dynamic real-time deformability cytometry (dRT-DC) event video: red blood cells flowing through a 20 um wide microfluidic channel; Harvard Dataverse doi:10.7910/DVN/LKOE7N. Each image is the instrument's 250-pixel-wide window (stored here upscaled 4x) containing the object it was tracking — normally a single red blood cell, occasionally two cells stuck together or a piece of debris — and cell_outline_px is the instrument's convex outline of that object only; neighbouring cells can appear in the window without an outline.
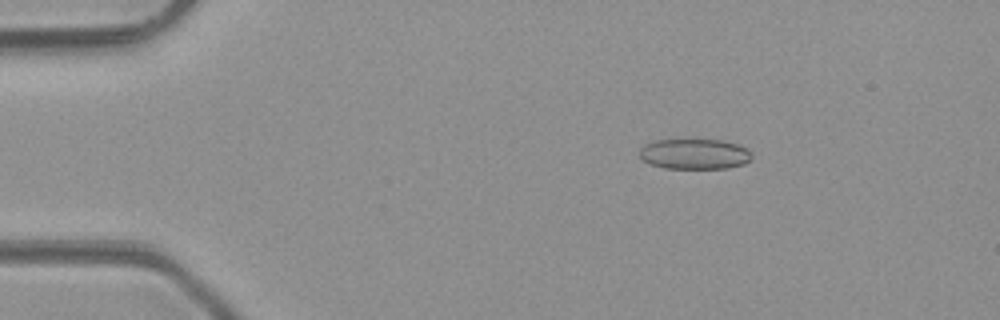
{"species": "common noctule bat (a hibernating species)", "species_latin": "Nyctalus noctula", "temperature_condition": "room temperature", "stored_images_in_passage": 48, "camera_frame_rate_fps": 3000, "um_per_image_px": 0.085, "animal": {"sex": "male", "body_mass_g": 23.1, "forearm_length_mm": 52.7}, "frame": {"image": 1, "passage_image": 8, "time_ms": 2.333, "image_size_px": [1000, 320], "cell_outline_px": [[752, 156], [744, 164], [728, 168], [664, 168], [652, 164], [644, 160], [640, 156], [640, 148], [644, 144], [656, 140], [720, 140], [740, 144], [748, 148], [752, 152]], "centroid_in_image_um": [59.07, 13.08], "position_along_channel_um": 25.9, "area_um2": 19.88}}
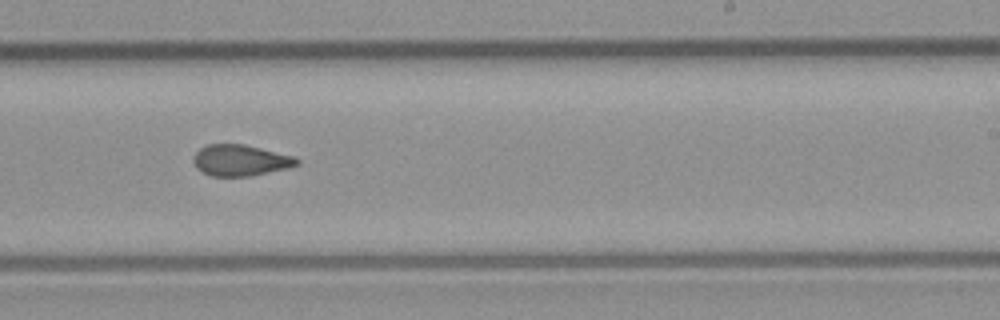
{"frame": {"image": 2, "passage_image": 30, "time_ms": 9.667, "image_size_px": [1000, 320], "cell_outline_px": [[300, 164], [288, 168], [248, 176], [212, 176], [196, 168], [192, 160], [192, 156], [200, 148], [208, 144], [244, 144], [292, 156], [300, 160]], "centroid_in_image_um": [20.4, 13.62], "position_along_channel_um": 268.6, "area_um2": 18.67}}
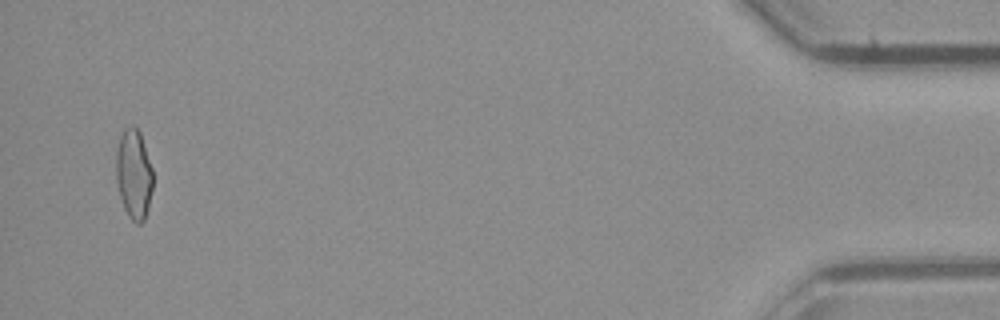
{"frame": {"image": 3, "passage_image": 47, "time_ms": 15.333, "image_size_px": [1000, 320], "cell_outline_px": [[152, 188], [148, 208], [144, 220], [140, 224], [136, 224], [128, 216], [124, 208], [120, 196], [116, 180], [116, 148], [120, 136], [124, 128], [132, 124], [140, 132], [152, 168]], "centroid_in_image_um": [11.36, 14.79], "position_along_channel_um": 423.8, "area_um2": 19.31}, "authors_computed_cell_mechanics": {"area_um2": 19.4497, "velocity_mm_per_s": 4.2695, "shape_relaxation_time_tau1_ms": null, "shape_relaxation_time_tau2_ms": 2.5742, "deformation_change_tau1": null, "deformation_change_tau2": 0.0699}}